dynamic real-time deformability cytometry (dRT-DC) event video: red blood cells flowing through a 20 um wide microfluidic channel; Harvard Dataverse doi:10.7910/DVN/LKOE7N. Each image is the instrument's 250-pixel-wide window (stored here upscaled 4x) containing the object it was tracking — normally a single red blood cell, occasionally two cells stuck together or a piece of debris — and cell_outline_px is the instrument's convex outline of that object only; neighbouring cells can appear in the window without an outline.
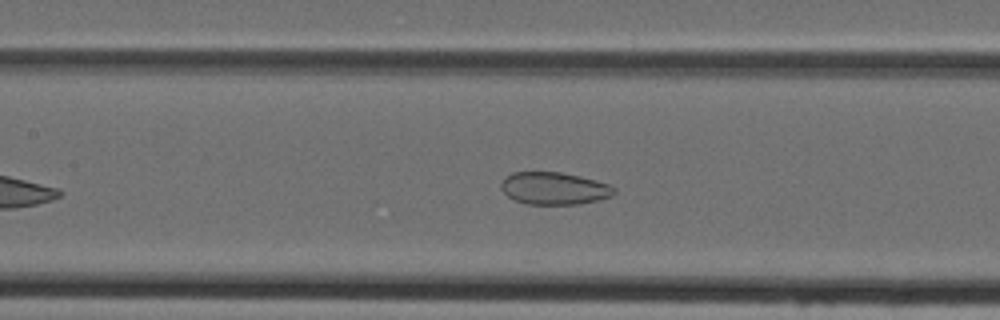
{"species": "Egyptian fruit bat (a non-hibernating species)", "species_latin": "Rousettus aegyptiacus", "temperature_condition": "cold", "stored_images_in_passage": 37, "camera_frame_rate_fps": 3000, "um_per_image_px": 0.085, "animal": {"sex": "female"}, "frame": {"image": 1, "passage_image": 14, "time_ms": 4.333, "image_size_px": [1000, 320], "cell_outline_px": [[616, 192], [612, 196], [580, 204], [524, 204], [508, 196], [500, 188], [500, 184], [512, 172], [560, 172], [580, 176], [596, 180], [608, 184], [616, 188]], "centroid_in_image_um": [47.12, 16.01], "position_along_channel_um": 160.3, "area_um2": 21.27}}
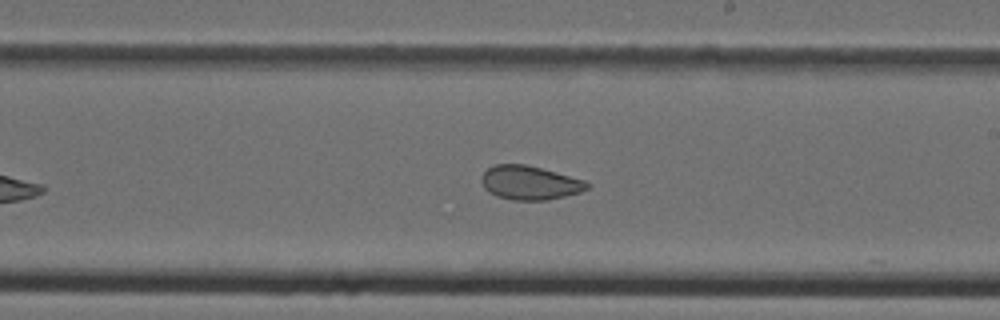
{"frame": {"image": 2, "passage_image": 20, "time_ms": 6.333, "image_size_px": [1000, 320], "cell_outline_px": [[588, 188], [580, 192], [548, 200], [512, 200], [496, 196], [488, 192], [484, 188], [480, 180], [480, 176], [488, 168], [496, 164], [524, 164], [556, 172], [584, 180], [588, 184]], "centroid_in_image_um": [44.97, 15.54], "position_along_channel_um": 244.0, "area_um2": 20.81}}
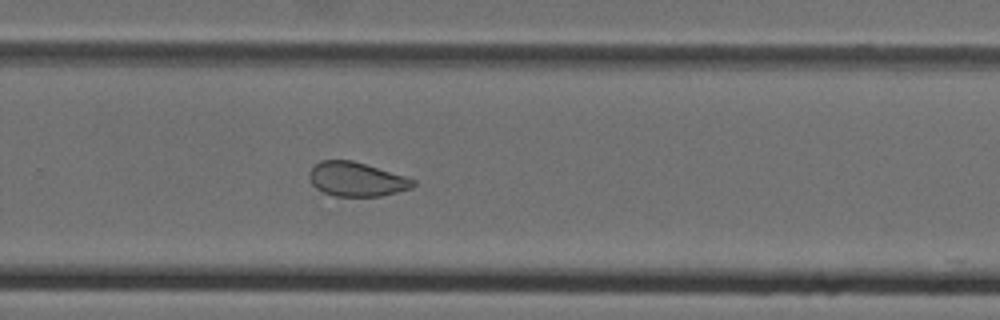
{"frame": {"image": 3, "passage_image": 24, "time_ms": 7.667, "image_size_px": [1000, 320], "cell_outline_px": [[416, 184], [412, 188], [380, 196], [336, 196], [324, 192], [316, 188], [312, 184], [308, 176], [308, 172], [320, 160], [352, 160], [404, 176], [416, 180]], "centroid_in_image_um": [30.29, 15.23], "position_along_channel_um": 299.5, "area_um2": 20.52}}